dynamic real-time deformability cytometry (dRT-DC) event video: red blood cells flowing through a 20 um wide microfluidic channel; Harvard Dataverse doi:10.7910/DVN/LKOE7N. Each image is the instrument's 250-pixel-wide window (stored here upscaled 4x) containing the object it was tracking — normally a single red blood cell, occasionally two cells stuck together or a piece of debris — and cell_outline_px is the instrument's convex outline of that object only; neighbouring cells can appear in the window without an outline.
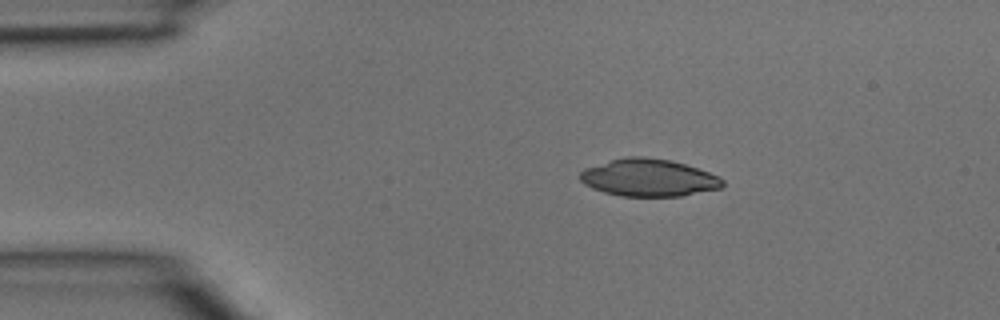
{"species": "common noctule bat (a hibernating species)", "species_latin": "Nyctalus noctula", "temperature_condition": "room temperature", "stored_images_in_passage": 2, "camera_frame_rate_fps": 3000, "um_per_image_px": 0.085, "animal": {"sex": "male", "body_mass_g": 15.6}, "frame": {"image": 1, "passage_image": 1, "time_ms": 0.0, "image_size_px": [1000, 320], "cell_outline_px": [[724, 184], [720, 188], [680, 196], [620, 196], [604, 192], [592, 188], [584, 184], [580, 180], [580, 172], [584, 168], [612, 160], [628, 156], [644, 156], [668, 160], [684, 164], [720, 176], [724, 180]], "centroid_in_image_um": [55.12, 15.11], "position_along_channel_um": 29.9, "area_um2": 30.87}}